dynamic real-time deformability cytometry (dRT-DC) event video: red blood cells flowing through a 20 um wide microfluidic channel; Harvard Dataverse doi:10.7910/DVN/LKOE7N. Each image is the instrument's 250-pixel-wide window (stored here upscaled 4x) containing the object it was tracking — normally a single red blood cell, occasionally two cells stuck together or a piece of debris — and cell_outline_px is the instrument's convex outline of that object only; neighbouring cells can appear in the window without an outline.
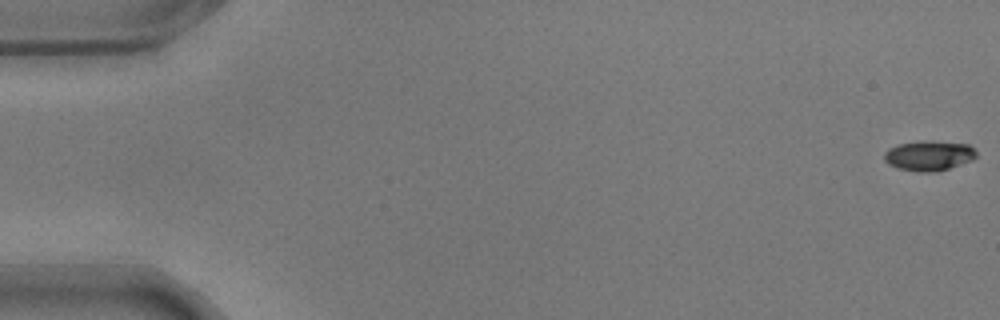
{"species": "common noctule bat (a hibernating species)", "species_latin": "Nyctalus noctula", "temperature_condition": "warm", "stored_images_in_passage": 14, "camera_frame_rate_fps": 3000, "um_per_image_px": 0.085, "animal": {"sex": "male", "body_mass_g": 17.9}, "frame": {"image": 1, "passage_image": 1, "time_ms": 0.0, "image_size_px": [1000, 320], "cell_outline_px": [[976, 156], [972, 160], [936, 172], [920, 172], [900, 168], [888, 164], [884, 160], [884, 152], [888, 148], [900, 144], [924, 140], [932, 140], [968, 144], [976, 152]], "centroid_in_image_um": [78.94, 13.22], "position_along_channel_um": 6.1, "area_um2": 16.07}}